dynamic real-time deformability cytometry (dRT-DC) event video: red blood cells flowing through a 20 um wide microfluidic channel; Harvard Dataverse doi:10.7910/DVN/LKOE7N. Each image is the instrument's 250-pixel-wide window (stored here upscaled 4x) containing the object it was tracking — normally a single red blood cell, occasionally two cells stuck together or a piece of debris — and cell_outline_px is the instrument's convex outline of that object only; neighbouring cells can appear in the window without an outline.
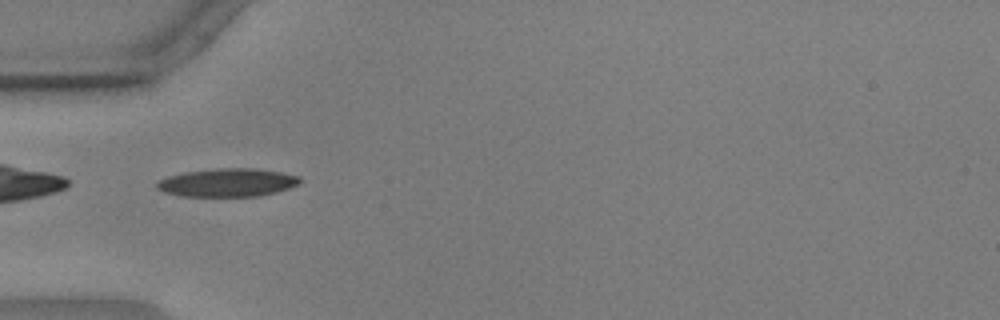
{"species": "common noctule bat (a hibernating species)", "species_latin": "Nyctalus noctula", "temperature_condition": "warm", "stored_images_in_passage": 39, "camera_frame_rate_fps": 3000, "um_per_image_px": 0.085, "animal": {"sex": "male", "body_mass_g": 17.9, "forearm_length_mm": 54.2}, "frame": {"image": 1, "passage_image": 1, "time_ms": 0.0, "image_size_px": [1000, 320], "cell_outline_px": [[300, 184], [276, 192], [260, 196], [180, 196], [164, 192], [156, 188], [156, 184], [160, 180], [168, 176], [184, 172], [216, 168], [256, 168], [280, 172], [300, 176]], "centroid_in_image_um": [19.34, 15.51], "position_along_channel_um": 65.7, "area_um2": 23.58}}
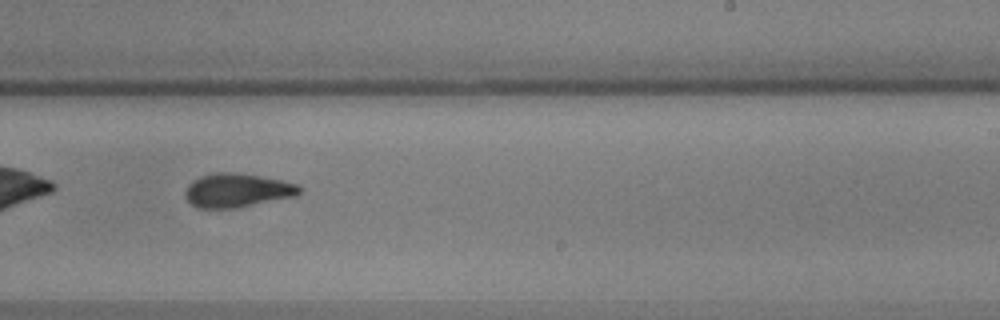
{"frame": {"image": 2, "passage_image": 18, "time_ms": 5.667, "image_size_px": [1000, 320], "cell_outline_px": [[304, 188], [296, 196], [240, 208], [196, 208], [184, 196], [184, 192], [188, 184], [192, 180], [200, 176], [216, 172], [236, 172], [260, 176], [280, 180], [296, 184]], "centroid_in_image_um": [20.15, 16.19], "position_along_channel_um": 268.9, "area_um2": 22.83}}
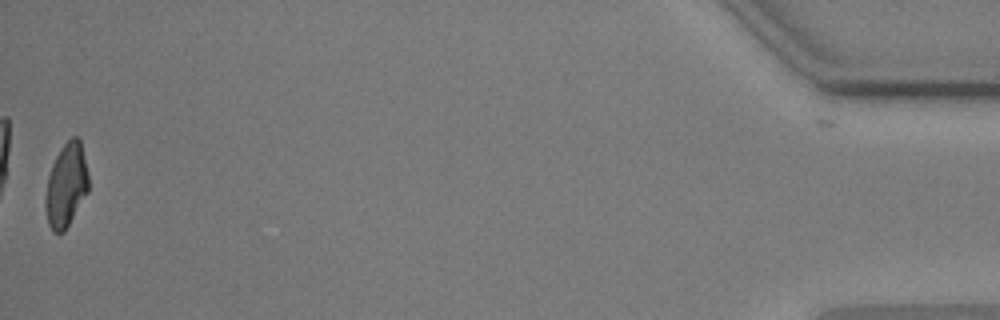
{"frame": {"image": 3, "passage_image": 39, "time_ms": 12.667, "image_size_px": [1000, 320], "cell_outline_px": [[88, 192], [64, 232], [52, 232], [48, 224], [44, 208], [44, 200], [48, 176], [52, 164], [60, 148], [72, 136], [80, 136], [88, 172]], "centroid_in_image_um": [5.62, 15.73], "position_along_channel_um": 429.6, "area_um2": 21.27}, "authors_computed_cell_mechanics": {"area_um2": 22.4264, "velocity_mm_per_s": 3.5896, "shape_relaxation_time_tau1_ms": 5.0192, "shape_relaxation_time_tau2_ms": 1.9451, "deformation_change_tau1": 0.1579, "deformation_change_tau2": 0.0863}}